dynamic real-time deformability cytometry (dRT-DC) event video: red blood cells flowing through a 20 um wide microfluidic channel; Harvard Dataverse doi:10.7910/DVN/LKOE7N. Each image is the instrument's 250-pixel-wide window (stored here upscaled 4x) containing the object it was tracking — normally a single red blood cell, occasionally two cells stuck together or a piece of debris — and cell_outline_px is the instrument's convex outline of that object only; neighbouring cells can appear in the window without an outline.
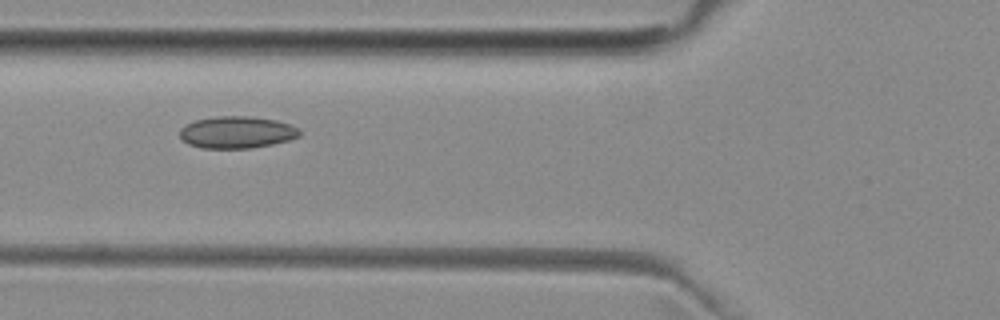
{"species": "common noctule bat (a hibernating species)", "species_latin": "Nyctalus noctula", "temperature_condition": "room temperature", "stored_images_in_passage": 4, "camera_frame_rate_fps": 3000, "um_per_image_px": 0.085, "animal": {"sex": "female", "body_mass_g": 29.2, "forearm_length_mm": 56.3}, "frame": {"image": 1, "passage_image": 2, "time_ms": 1.0, "image_size_px": [1000, 320], "cell_outline_px": [[300, 136], [288, 140], [272, 144], [252, 148], [204, 148], [188, 144], [180, 136], [180, 128], [184, 124], [196, 120], [216, 116], [248, 116], [276, 120], [288, 124], [296, 128], [300, 132]], "centroid_in_image_um": [20.1, 11.24], "position_along_channel_um": 105.7, "area_um2": 22.2}}
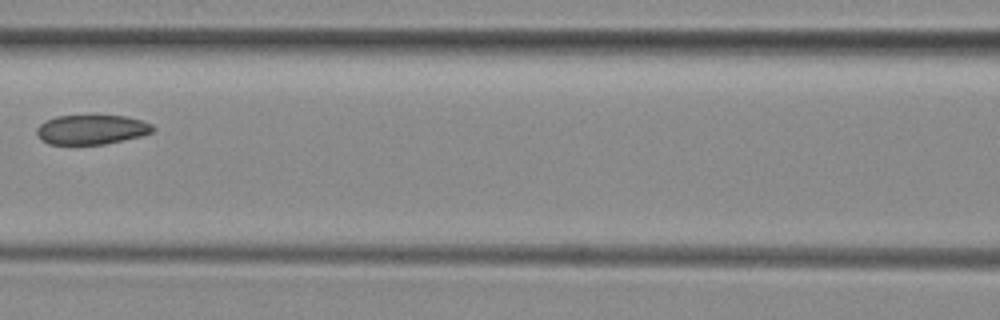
{"frame": {"image": 2, "passage_image": 3, "time_ms": 2.333, "image_size_px": [1000, 320], "cell_outline_px": [[156, 128], [152, 132], [140, 136], [104, 144], [48, 144], [40, 140], [36, 132], [36, 128], [40, 124], [56, 116], [88, 112], [92, 112], [124, 116], [140, 120], [152, 124]], "centroid_in_image_um": [7.76, 10.96], "position_along_channel_um": 158.8, "area_um2": 20.87}}
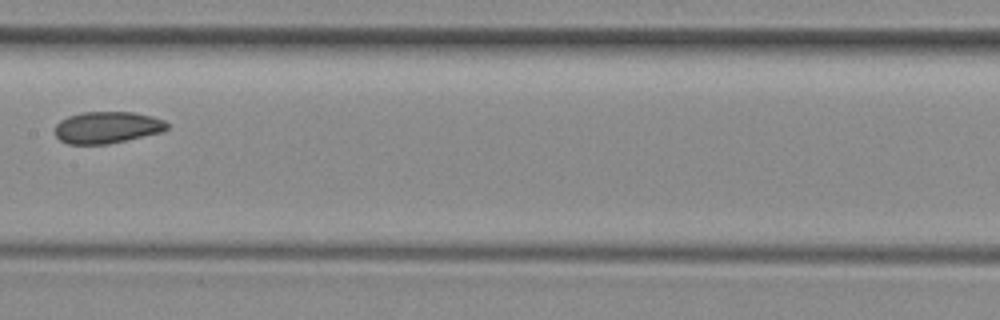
{"frame": {"image": 3, "passage_image": 4, "time_ms": 3.333, "image_size_px": [1000, 320], "cell_outline_px": [[168, 128], [160, 132], [108, 144], [68, 144], [60, 140], [56, 136], [56, 124], [60, 120], [68, 116], [80, 112], [132, 112], [152, 116], [164, 120], [168, 124]], "centroid_in_image_um": [9.08, 10.82], "position_along_channel_um": 198.3, "area_um2": 20.63}}